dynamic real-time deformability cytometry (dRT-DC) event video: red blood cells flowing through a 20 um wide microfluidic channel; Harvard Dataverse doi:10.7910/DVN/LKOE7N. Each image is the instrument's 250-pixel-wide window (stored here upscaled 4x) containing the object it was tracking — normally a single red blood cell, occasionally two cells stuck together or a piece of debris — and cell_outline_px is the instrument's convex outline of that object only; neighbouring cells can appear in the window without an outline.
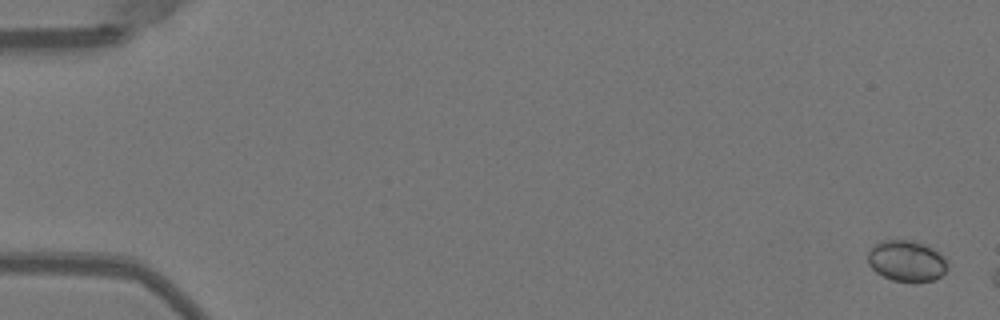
{"species": "Egyptian fruit bat (a non-hibernating species)", "species_latin": "Rousettus aegyptiacus", "temperature_condition": "warm", "stored_images_in_passage": 8, "camera_frame_rate_fps": 3000, "um_per_image_px": 0.085, "animal": {"sex": "female"}, "frame": {"image": 1, "passage_image": 2, "time_ms": 0.333, "image_size_px": [1000, 320], "cell_outline_px": [[948, 268], [940, 276], [932, 280], [916, 284], [892, 280], [876, 272], [868, 264], [868, 252], [876, 244], [884, 240], [908, 240], [924, 244], [932, 248], [944, 256], [948, 264]], "centroid_in_image_um": [77.08, 22.21], "position_along_channel_um": 7.9, "area_um2": 19.19}}